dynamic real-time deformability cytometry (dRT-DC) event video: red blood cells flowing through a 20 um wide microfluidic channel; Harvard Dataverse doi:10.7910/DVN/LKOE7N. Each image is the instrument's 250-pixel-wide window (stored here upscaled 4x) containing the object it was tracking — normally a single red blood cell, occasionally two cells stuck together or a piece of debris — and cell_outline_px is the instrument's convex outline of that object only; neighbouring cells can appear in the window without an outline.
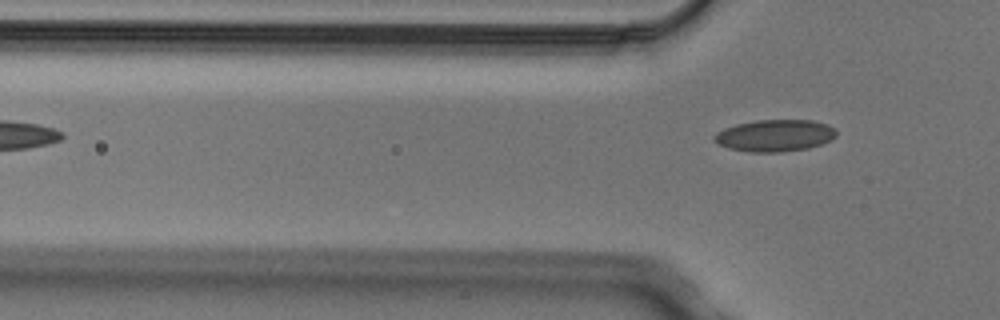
{"species": "Egyptian fruit bat (a non-hibernating species)", "species_latin": "Rousettus aegyptiacus", "temperature_condition": "cold", "stored_images_in_passage": 5, "camera_frame_rate_fps": 3000, "um_per_image_px": 0.085, "animal": {"sex": "male"}, "frame": {"image": 1, "passage_image": 5, "time_ms": 1.333, "image_size_px": [1000, 320], "cell_outline_px": [[836, 136], [832, 140], [808, 148], [780, 152], [752, 152], [728, 148], [712, 140], [712, 136], [716, 132], [724, 128], [736, 124], [756, 120], [812, 120], [828, 124], [836, 128]], "centroid_in_image_um": [65.86, 11.51], "position_along_channel_um": 59.9, "area_um2": 22.83}}